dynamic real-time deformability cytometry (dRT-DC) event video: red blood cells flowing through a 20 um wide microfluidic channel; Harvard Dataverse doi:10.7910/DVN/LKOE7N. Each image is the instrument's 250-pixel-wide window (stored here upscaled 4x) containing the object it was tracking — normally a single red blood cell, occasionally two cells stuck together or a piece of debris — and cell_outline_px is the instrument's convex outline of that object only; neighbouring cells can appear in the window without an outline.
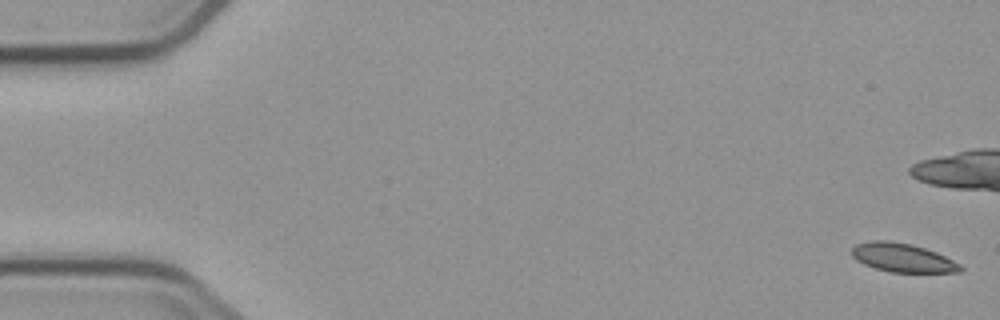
{"species": "common noctule bat (a hibernating species)", "species_latin": "Nyctalus noctula", "temperature_condition": "cold", "stored_images_in_passage": 6, "camera_frame_rate_fps": 3000, "um_per_image_px": 0.085, "animal": {"sex": "male", "body_mass_g": 23.1, "forearm_length_mm": 52.7}, "frame": {"image": 1, "passage_image": 1, "time_ms": 0.0, "image_size_px": [1000, 320], "cell_outline_px": [[964, 268], [960, 272], [892, 272], [876, 268], [864, 264], [856, 260], [852, 256], [852, 248], [856, 244], [872, 240], [888, 240], [912, 244], [936, 252], [960, 264]], "centroid_in_image_um": [76.71, 21.9], "position_along_channel_um": 8.3, "area_um2": 18.09}}